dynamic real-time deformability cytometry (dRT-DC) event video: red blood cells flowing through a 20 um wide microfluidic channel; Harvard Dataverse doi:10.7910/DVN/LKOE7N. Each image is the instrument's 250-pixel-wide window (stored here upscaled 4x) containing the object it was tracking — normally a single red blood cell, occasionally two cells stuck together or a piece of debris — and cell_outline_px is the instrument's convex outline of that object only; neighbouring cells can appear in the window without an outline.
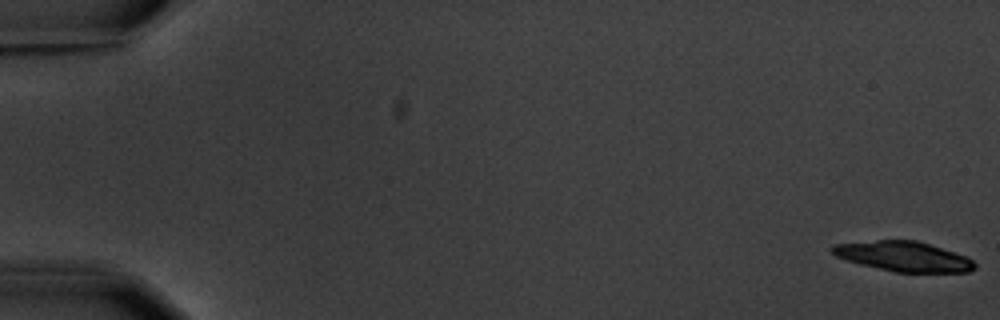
{"species": "common noctule bat (a hibernating species)", "species_latin": "Nyctalus noctula", "temperature_condition": "warm", "stored_images_in_passage": 7, "segment_of_instrument_passage": [1, 2], "camera_frame_rate_fps": 3000, "um_per_image_px": 0.085, "animal": {"sex": "male", "body_mass_g": 20.1, "forearm_length_mm": 53.5}, "frame": {"image": 1, "passage_image": 1, "time_ms": 0.0, "image_size_px": [1000, 320], "cell_outline_px": [[976, 268], [968, 272], [896, 272], [860, 264], [836, 256], [828, 248], [832, 244], [880, 240], [916, 240], [968, 256], [976, 264]], "centroid_in_image_um": [76.81, 21.79], "position_along_channel_um": 8.2, "area_um2": 24.8}}
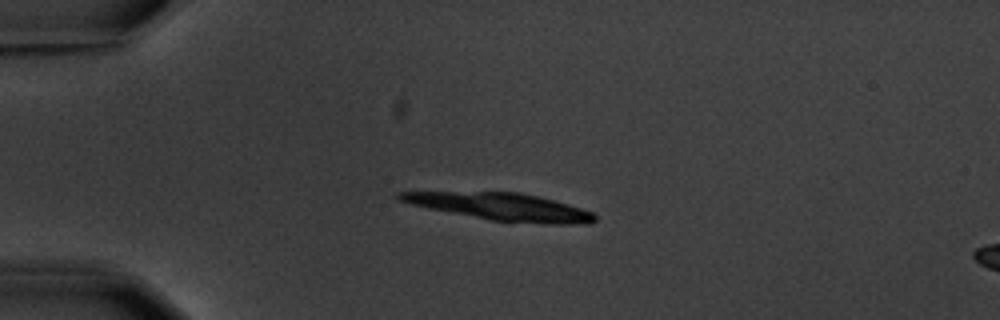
{"frame": {"image": 2, "passage_image": 5, "time_ms": 4.667, "image_size_px": [1000, 320], "cell_outline_px": [[596, 220], [588, 224], [548, 224], [492, 220], [428, 208], [412, 204], [400, 200], [396, 196], [396, 192], [520, 192], [568, 204], [592, 212], [596, 216]], "centroid_in_image_um": [42.61, 17.57], "position_along_channel_um": 42.4, "area_um2": 30.46}}